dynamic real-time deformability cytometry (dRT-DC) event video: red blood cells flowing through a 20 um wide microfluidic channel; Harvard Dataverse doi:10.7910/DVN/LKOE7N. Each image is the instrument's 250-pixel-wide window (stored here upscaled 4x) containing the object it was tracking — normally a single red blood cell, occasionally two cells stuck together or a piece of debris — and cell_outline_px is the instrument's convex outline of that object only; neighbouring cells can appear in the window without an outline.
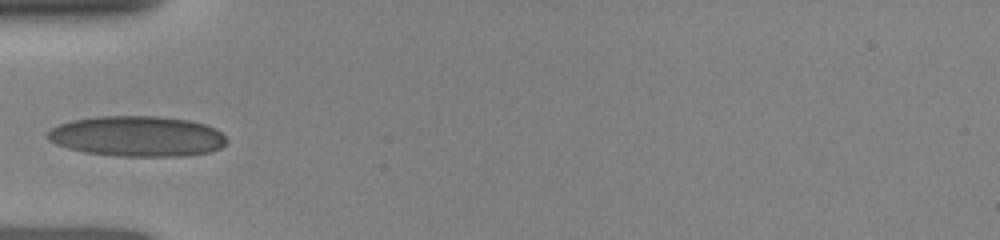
{"species": "human", "species_latin": "Homo sapiens", "temperature_condition": "room temperature", "stored_images_in_passage": 34, "camera_frame_rate_fps": 3000, "um_per_image_px": 0.085, "donor": {"sex": "female"}, "frame": {"image": 1, "passage_image": 1, "time_ms": 0.0, "image_size_px": [1000, 240], "cell_outline_px": [[228, 140], [220, 148], [208, 152], [184, 156], [116, 156], [84, 152], [68, 148], [56, 144], [48, 140], [44, 136], [52, 128], [60, 124], [72, 120], [100, 116], [156, 116], [188, 120], [204, 124], [216, 128]], "centroid_in_image_um": [11.64, 11.58], "position_along_channel_um": 73.4, "area_um2": 42.25}}
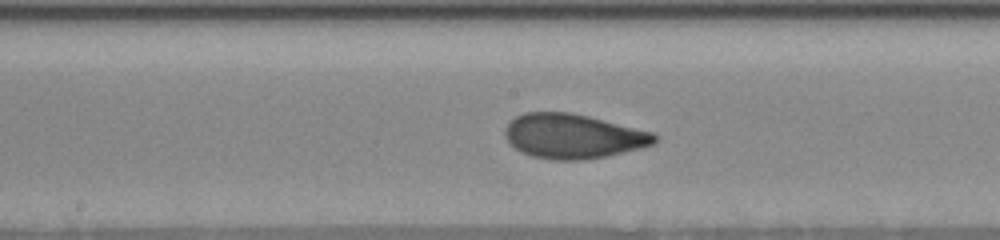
{"frame": {"image": 2, "passage_image": 16, "time_ms": 3.0, "image_size_px": [1000, 240], "cell_outline_px": [[660, 136], [652, 144], [640, 148], [604, 156], [584, 160], [552, 160], [532, 156], [520, 152], [504, 136], [504, 128], [516, 116], [524, 112], [568, 112], [588, 116], [652, 132]], "centroid_in_image_um": [48.68, 11.57], "position_along_channel_um": 199.5, "area_um2": 38.61}}
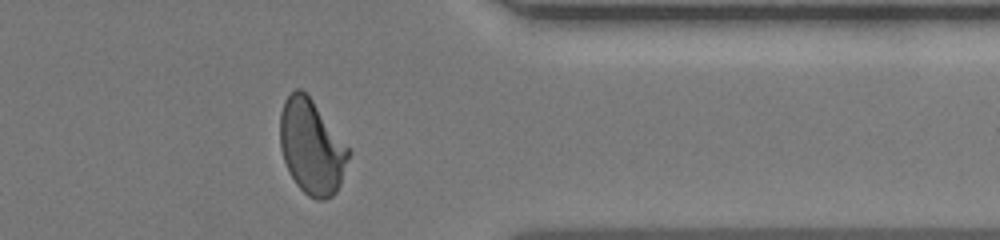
{"frame": {"image": 3, "passage_image": 28, "time_ms": 7.667, "image_size_px": [1000, 240], "cell_outline_px": [[352, 152], [340, 184], [336, 192], [332, 196], [324, 200], [316, 200], [308, 196], [296, 184], [284, 160], [280, 148], [280, 112], [284, 100], [296, 88], [300, 88], [312, 100]], "centroid_in_image_um": [26.49, 12.51], "position_along_channel_um": 384.9, "area_um2": 37.57}}